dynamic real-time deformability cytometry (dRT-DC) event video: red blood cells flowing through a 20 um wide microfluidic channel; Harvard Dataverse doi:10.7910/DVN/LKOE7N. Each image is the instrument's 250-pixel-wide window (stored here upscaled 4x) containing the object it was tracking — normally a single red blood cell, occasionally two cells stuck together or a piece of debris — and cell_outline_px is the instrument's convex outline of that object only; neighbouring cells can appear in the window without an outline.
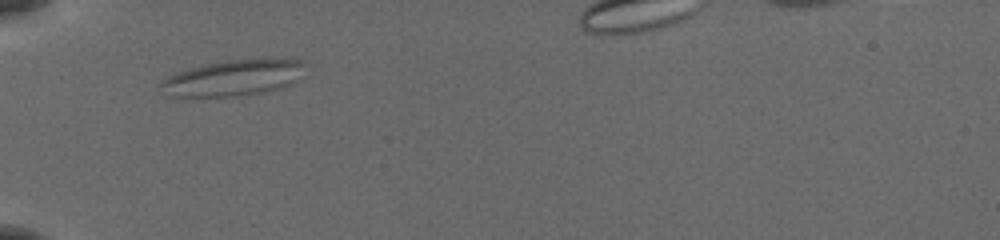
{"species": "common noctule bat (a hibernating species)", "species_latin": "Nyctalus noctula", "temperature_condition": "cold", "stored_images_in_passage": 7, "camera_frame_rate_fps": 3000, "um_per_image_px": 0.085, "animal": {"sex": "female", "body_mass_g": 19.5, "forearm_length_mm": 54.1}, "frame": {"image": 1, "passage_image": 1, "time_ms": 0.0, "image_size_px": [1000, 240], "cell_outline_px": [[304, 64], [292, 80], [288, 84], [280, 88], [260, 92], [232, 96], [172, 96], [156, 84], [160, 80], [176, 72], [208, 64], [228, 60], [300, 60]], "centroid_in_image_um": [19.67, 6.63], "position_along_channel_um": 65.3, "area_um2": 28.78}}